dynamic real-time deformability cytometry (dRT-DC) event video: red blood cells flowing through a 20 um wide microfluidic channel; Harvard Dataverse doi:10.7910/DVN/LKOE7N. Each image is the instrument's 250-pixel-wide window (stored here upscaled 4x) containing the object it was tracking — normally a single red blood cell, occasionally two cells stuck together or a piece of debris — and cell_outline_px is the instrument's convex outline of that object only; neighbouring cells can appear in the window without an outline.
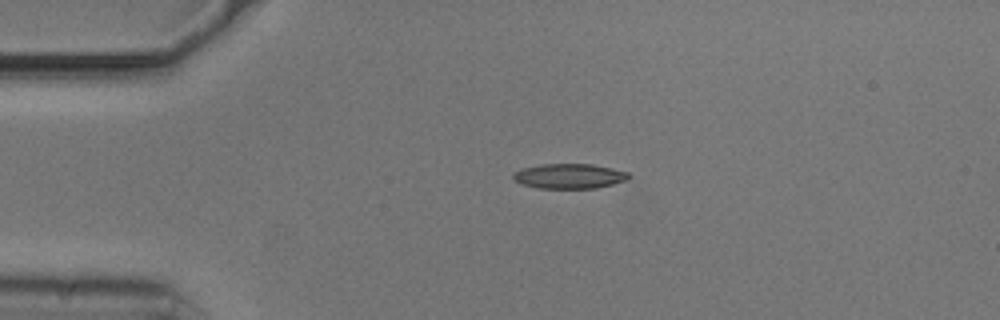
{"species": "common noctule bat (a hibernating species)", "species_latin": "Nyctalus noctula", "temperature_condition": "cold", "stored_images_in_passage": 39, "camera_frame_rate_fps": 3000, "um_per_image_px": 0.085, "animal": {"sex": "male", "body_mass_g": 20.5, "forearm_length_mm": 52.5}, "frame": {"image": 1, "passage_image": 1, "time_ms": 0.0, "image_size_px": [1000, 320], "cell_outline_px": [[632, 176], [628, 180], [596, 188], [540, 188], [520, 184], [512, 180], [512, 172], [524, 168], [540, 164], [592, 164], [612, 168], [628, 172]], "centroid_in_image_um": [48.38, 14.97], "position_along_channel_um": 36.6, "area_um2": 16.94}}
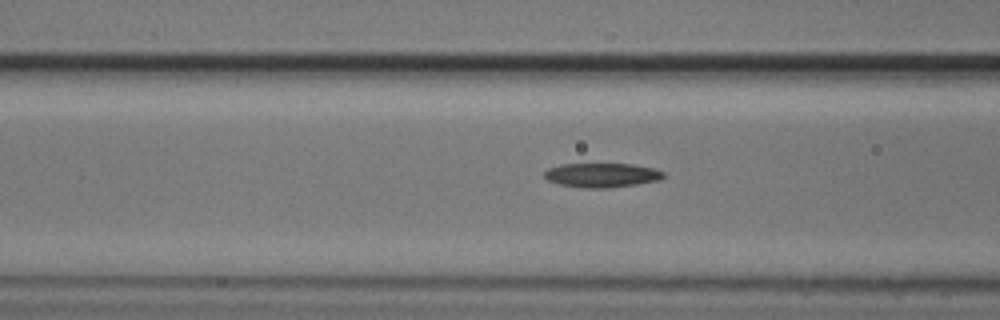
{"frame": {"image": 2, "passage_image": 10, "time_ms": 3.0, "image_size_px": [1000, 320], "cell_outline_px": [[664, 176], [660, 180], [636, 184], [608, 188], [584, 188], [560, 184], [548, 180], [544, 176], [544, 172], [548, 168], [560, 164], [632, 164], [656, 168], [664, 172]], "centroid_in_image_um": [51.17, 14.88], "position_along_channel_um": 115.4, "area_um2": 16.88}}
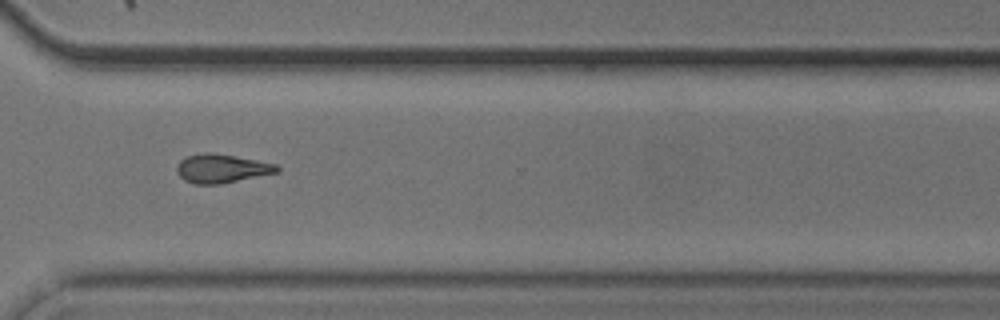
{"frame": {"image": 3, "passage_image": 29, "time_ms": 9.333, "image_size_px": [1000, 320], "cell_outline_px": [[280, 172], [220, 184], [196, 184], [184, 180], [176, 172], [176, 168], [180, 160], [188, 156], [204, 152], [212, 152], [276, 164], [280, 168]], "centroid_in_image_um": [18.83, 14.33], "position_along_channel_um": 351.8, "area_um2": 16.7}, "authors_computed_cell_mechanics": {"area_um2": 16.4152, "velocity_mm_per_s": 3.7333, "shape_relaxation_time_tau1_ms": 10.09, "shape_relaxation_time_tau2_ms": null, "deformation_change_tau1": 0.2055, "deformation_change_tau2": null}}